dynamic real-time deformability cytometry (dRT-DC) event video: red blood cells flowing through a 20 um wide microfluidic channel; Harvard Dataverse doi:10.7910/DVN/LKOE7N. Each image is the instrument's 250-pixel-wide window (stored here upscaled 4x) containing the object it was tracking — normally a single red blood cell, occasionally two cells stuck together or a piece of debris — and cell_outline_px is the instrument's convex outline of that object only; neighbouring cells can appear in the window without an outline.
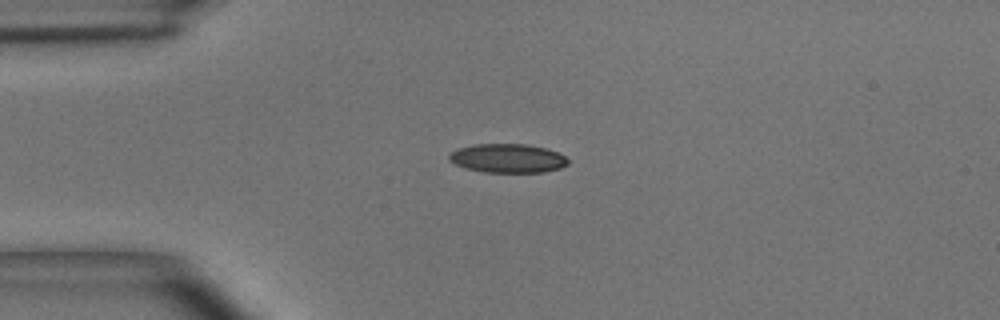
{"species": "common noctule bat (a hibernating species)", "species_latin": "Nyctalus noctula", "temperature_condition": "room temperature", "stored_images_in_passage": 39, "camera_frame_rate_fps": 3000, "um_per_image_px": 0.085, "animal": {"sex": "male", "body_mass_g": 15.6}, "frame": {"image": 1, "passage_image": 1, "time_ms": 0.0, "image_size_px": [1000, 320], "cell_outline_px": [[568, 164], [560, 168], [544, 172], [484, 172], [464, 168], [448, 160], [448, 156], [452, 152], [460, 148], [472, 144], [528, 144], [544, 148], [556, 152], [564, 156], [568, 160]], "centroid_in_image_um": [43.13, 13.45], "position_along_channel_um": 41.9, "area_um2": 19.94}}
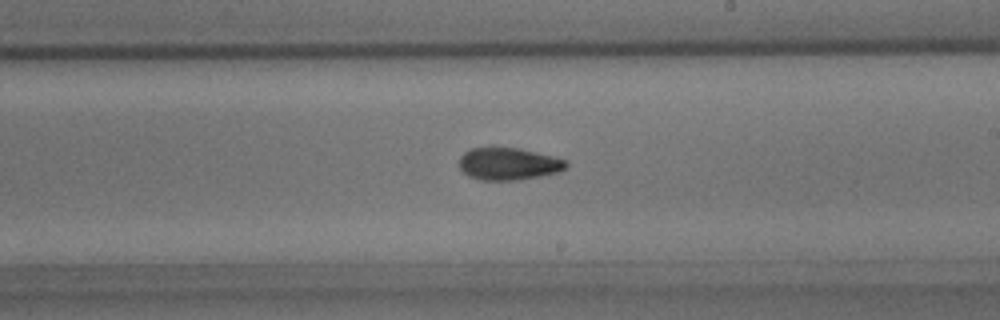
{"frame": {"image": 2, "passage_image": 18, "time_ms": 5.667, "image_size_px": [1000, 320], "cell_outline_px": [[568, 168], [560, 172], [520, 180], [480, 180], [468, 176], [460, 168], [460, 156], [464, 152], [472, 148], [520, 148], [568, 160]], "centroid_in_image_um": [43.27, 13.94], "position_along_channel_um": 245.7, "area_um2": 20.23}}
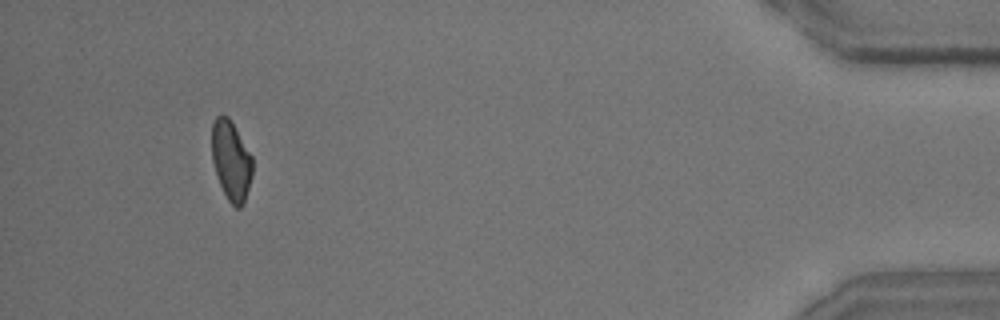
{"frame": {"image": 3, "passage_image": 36, "time_ms": 11.667, "image_size_px": [1000, 320], "cell_outline_px": [[252, 176], [244, 204], [240, 208], [236, 208], [228, 200], [220, 184], [212, 160], [212, 124], [216, 116], [228, 116], [252, 156]], "centroid_in_image_um": [19.65, 13.67], "position_along_channel_um": 415.5, "area_um2": 18.67}, "authors_computed_cell_mechanics": {"area_um2": 19.941, "velocity_mm_per_s": 3.966, "shape_relaxation_time_tau1_ms": 7.8738, "shape_relaxation_time_tau2_ms": 3.1898, "deformation_change_tau1": 0.1837, "deformation_change_tau2": 0.0912}}